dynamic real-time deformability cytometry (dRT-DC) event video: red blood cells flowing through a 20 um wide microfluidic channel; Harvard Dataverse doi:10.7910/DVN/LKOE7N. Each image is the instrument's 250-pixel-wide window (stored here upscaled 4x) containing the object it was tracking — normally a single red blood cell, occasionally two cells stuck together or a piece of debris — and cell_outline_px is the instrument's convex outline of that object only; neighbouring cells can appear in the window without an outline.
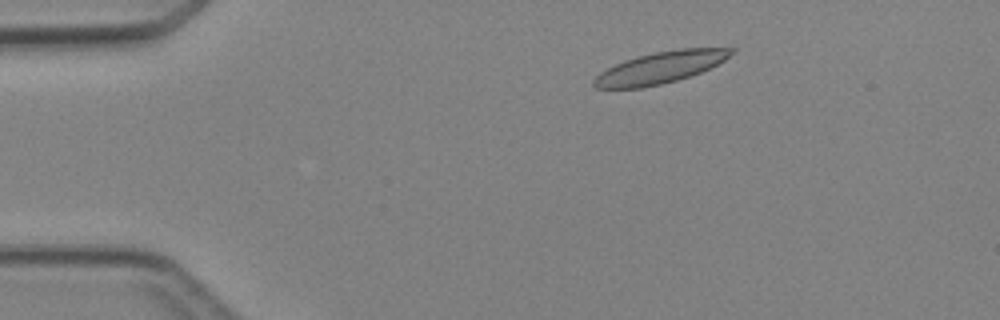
{"species": "Egyptian fruit bat (a non-hibernating species)", "species_latin": "Rousettus aegyptiacus", "temperature_condition": "cold", "stored_images_in_passage": 4, "camera_frame_rate_fps": 3000, "um_per_image_px": 0.085, "animal": {"sex": "female"}, "frame": {"image": 1, "passage_image": 2, "time_ms": 1.333, "image_size_px": [1000, 320], "cell_outline_px": [[736, 48], [724, 60], [700, 72], [676, 80], [660, 84], [640, 88], [596, 88], [592, 84], [592, 80], [600, 72], [624, 60], [636, 56], [656, 52], [680, 48]], "centroid_in_image_um": [56.07, 5.74], "position_along_channel_um": 28.9, "area_um2": 24.91}}